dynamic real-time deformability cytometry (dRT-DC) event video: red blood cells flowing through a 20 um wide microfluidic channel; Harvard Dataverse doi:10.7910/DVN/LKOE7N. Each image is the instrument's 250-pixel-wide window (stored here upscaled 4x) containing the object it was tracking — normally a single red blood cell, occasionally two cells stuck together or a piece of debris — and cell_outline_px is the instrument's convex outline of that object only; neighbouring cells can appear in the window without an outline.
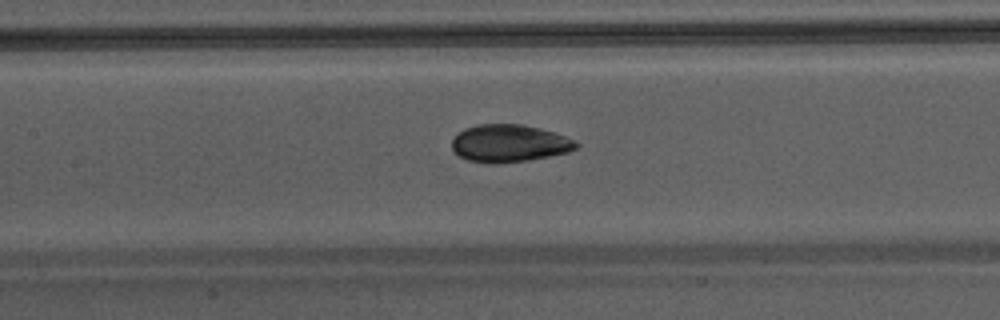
{"species": "Egyptian fruit bat (a non-hibernating species)", "species_latin": "Rousettus aegyptiacus", "temperature_condition": "warm", "stored_images_in_passage": 13, "camera_frame_rate_fps": 3000, "um_per_image_px": 0.085, "animal": {"sex": "male"}, "frame": {"image": 1, "passage_image": 8, "time_ms": 2.333, "image_size_px": [1000, 320], "cell_outline_px": [[580, 144], [576, 148], [568, 152], [528, 160], [496, 164], [488, 164], [468, 160], [460, 156], [452, 148], [452, 140], [464, 128], [476, 124], [520, 124], [540, 128], [556, 132]], "centroid_in_image_um": [43.27, 12.18], "position_along_channel_um": 164.1, "area_um2": 27.11}}
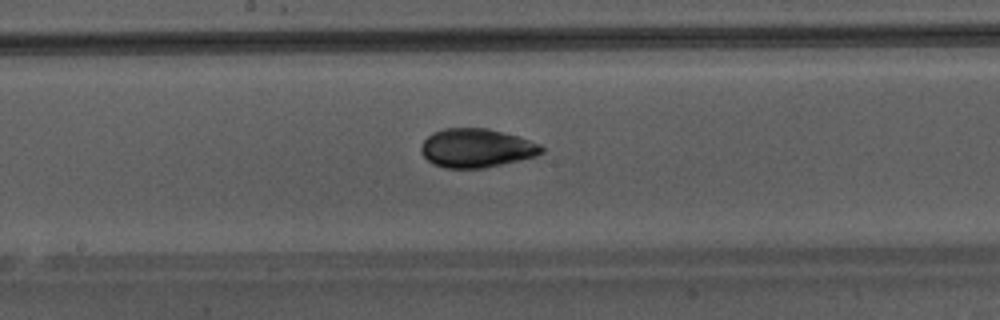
{"frame": {"image": 2, "passage_image": 11, "time_ms": 3.333, "image_size_px": [1000, 320], "cell_outline_px": [[544, 152], [536, 156], [484, 168], [444, 168], [432, 164], [420, 152], [420, 148], [424, 140], [432, 132], [444, 128], [488, 128], [516, 136], [540, 144], [544, 148]], "centroid_in_image_um": [40.47, 12.59], "position_along_channel_um": 207.7, "area_um2": 27.22}}